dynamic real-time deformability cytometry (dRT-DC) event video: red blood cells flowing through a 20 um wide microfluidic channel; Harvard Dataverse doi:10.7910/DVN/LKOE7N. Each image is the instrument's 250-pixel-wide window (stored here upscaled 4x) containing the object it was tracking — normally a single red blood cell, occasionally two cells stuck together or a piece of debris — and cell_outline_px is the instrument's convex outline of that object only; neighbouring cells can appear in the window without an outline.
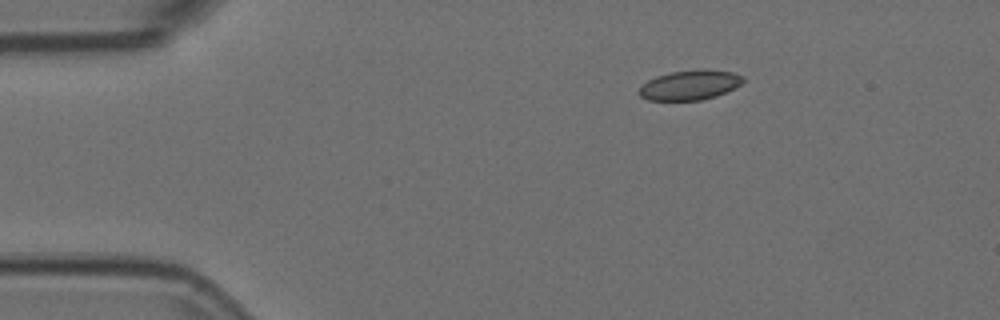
{"species": "Egyptian fruit bat (a non-hibernating species)", "species_latin": "Rousettus aegyptiacus", "temperature_condition": "room temperature", "stored_images_in_passage": 3, "camera_frame_rate_fps": 3000, "um_per_image_px": 0.085, "animal": {"sex": "female"}, "frame": {"image": 1, "passage_image": 1, "time_ms": 0.0, "image_size_px": [1000, 320], "cell_outline_px": [[744, 80], [736, 88], [716, 96], [700, 100], [648, 100], [640, 96], [640, 84], [656, 76], [672, 72], [700, 68], [708, 68], [732, 72], [744, 76]], "centroid_in_image_um": [58.67, 7.21], "position_along_channel_um": 26.3, "area_um2": 18.26}}
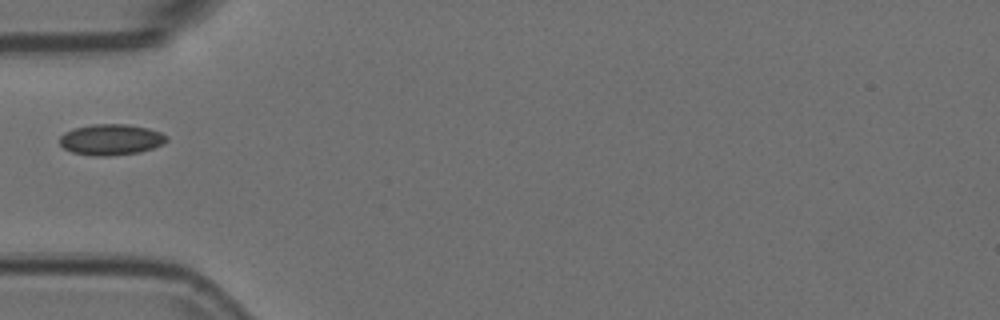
{"frame": {"image": 2, "passage_image": 3, "time_ms": 0.667, "image_size_px": [1000, 320], "cell_outline_px": [[168, 140], [152, 148], [140, 152], [108, 156], [96, 156], [72, 152], [64, 148], [60, 144], [60, 136], [64, 132], [72, 128], [92, 124], [128, 124], [148, 128], [160, 132], [168, 136]], "centroid_in_image_um": [9.41, 11.85], "position_along_channel_um": 75.6, "area_um2": 19.31}}